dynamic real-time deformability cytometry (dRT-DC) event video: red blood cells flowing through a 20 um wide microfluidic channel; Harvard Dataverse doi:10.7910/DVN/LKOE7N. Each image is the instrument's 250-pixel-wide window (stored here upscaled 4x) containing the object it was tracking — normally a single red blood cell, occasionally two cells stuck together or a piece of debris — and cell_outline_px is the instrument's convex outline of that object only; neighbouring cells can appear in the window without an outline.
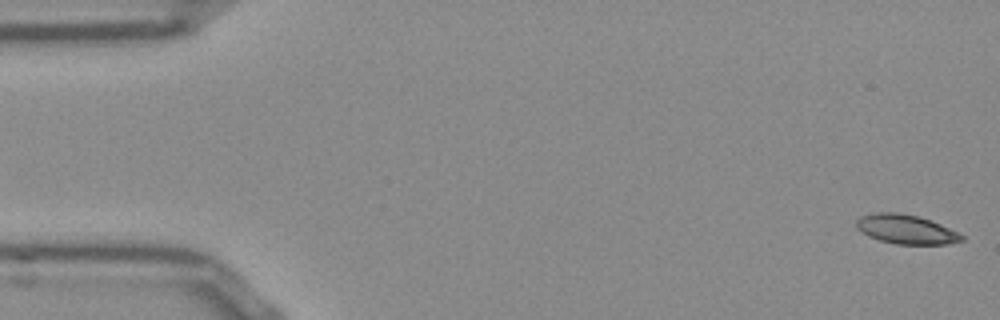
{"species": "Egyptian fruit bat (a non-hibernating species)", "species_latin": "Rousettus aegyptiacus", "temperature_condition": "room temperature", "stored_images_in_passage": 52, "camera_frame_rate_fps": 3000, "um_per_image_px": 0.085, "frame": {"image": 1, "passage_image": 1, "time_ms": 0.0, "image_size_px": [1000, 320], "cell_outline_px": [[964, 240], [944, 244], [896, 244], [880, 240], [868, 236], [856, 228], [856, 220], [860, 216], [872, 212], [896, 212], [916, 216], [940, 224], [964, 236]], "centroid_in_image_um": [76.95, 19.48], "position_along_channel_um": 8.1, "area_um2": 17.74}}
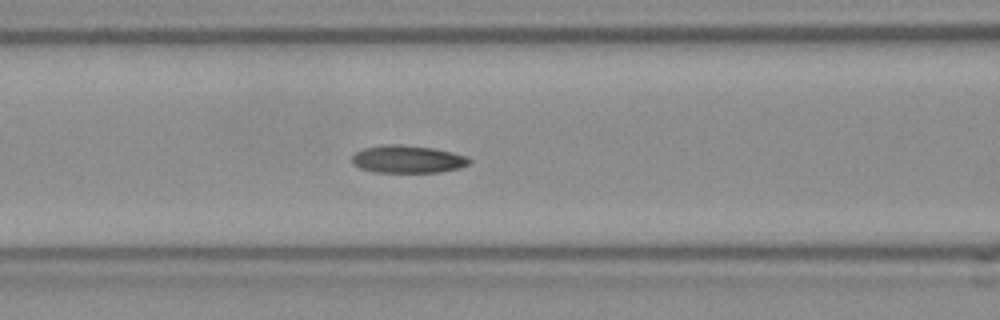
{"frame": {"image": 2, "passage_image": 21, "time_ms": 6.667, "image_size_px": [1000, 320], "cell_outline_px": [[472, 160], [468, 164], [460, 168], [436, 172], [376, 172], [360, 168], [352, 164], [352, 156], [356, 152], [364, 148], [384, 144], [400, 144], [432, 148], [452, 152], [468, 156]], "centroid_in_image_um": [34.65, 13.52], "position_along_channel_um": 132.0, "area_um2": 18.9}}
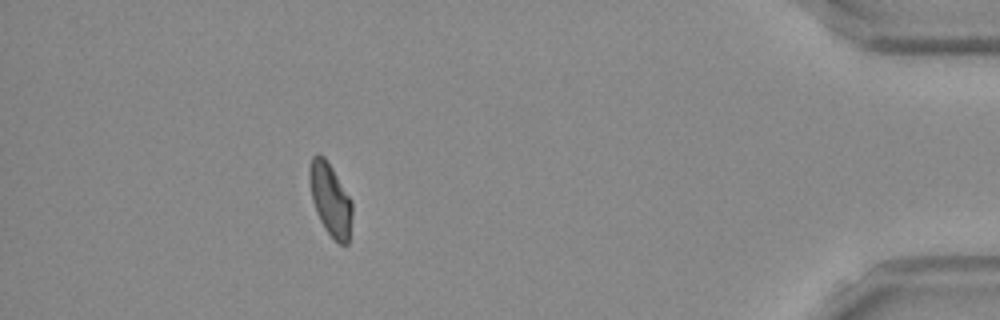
{"frame": {"image": 3, "passage_image": 47, "time_ms": 15.333, "image_size_px": [1000, 320], "cell_outline_px": [[352, 216], [348, 244], [340, 244], [324, 228], [316, 212], [312, 200], [308, 176], [308, 168], [312, 156], [316, 152], [320, 152], [324, 156], [332, 168], [348, 196], [352, 204]], "centroid_in_image_um": [28.04, 16.91], "position_along_channel_um": 407.2, "area_um2": 17.98}, "authors_computed_cell_mechanics": {"area_um2": 18.207, "velocity_mm_per_s": 3.8314, "shape_relaxation_time_tau1_ms": null, "shape_relaxation_time_tau2_ms": 3.225, "deformation_change_tau1": null, "deformation_change_tau2": 0.0949}}